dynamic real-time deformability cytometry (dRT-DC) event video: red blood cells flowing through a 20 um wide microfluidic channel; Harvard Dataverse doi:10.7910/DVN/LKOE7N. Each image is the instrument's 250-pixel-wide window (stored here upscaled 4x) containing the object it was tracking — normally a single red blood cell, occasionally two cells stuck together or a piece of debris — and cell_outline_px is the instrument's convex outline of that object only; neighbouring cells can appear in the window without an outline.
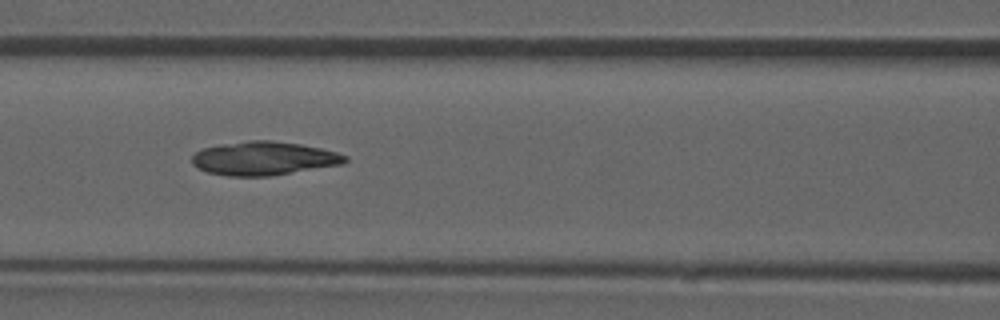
{"species": "common noctule bat (a hibernating species)", "species_latin": "Nyctalus noctula", "temperature_condition": "room temperature", "stored_images_in_passage": 51, "camera_frame_rate_fps": 3000, "um_per_image_px": 0.085, "animal": {"sex": "male", "forearm_length_mm": 52.5}, "frame": {"image": 1, "passage_image": 22, "time_ms": 7.0, "image_size_px": [1000, 320], "cell_outline_px": [[348, 160], [344, 164], [268, 176], [228, 176], [208, 172], [192, 164], [192, 156], [196, 152], [204, 148], [220, 144], [252, 140], [268, 140], [300, 144], [320, 148], [336, 152], [348, 156]], "centroid_in_image_um": [22.44, 13.46], "position_along_channel_um": 144.2, "area_um2": 29.82}, "authors_computed_cell_mechanics": {"area_um2": 28.9578, "velocity_mm_per_s": 3.9442, "shape_relaxation_time_tau1_ms": null, "shape_relaxation_time_tau2_ms": 4.0106, "deformation_change_tau1": null, "deformation_change_tau2": 0.1023}}